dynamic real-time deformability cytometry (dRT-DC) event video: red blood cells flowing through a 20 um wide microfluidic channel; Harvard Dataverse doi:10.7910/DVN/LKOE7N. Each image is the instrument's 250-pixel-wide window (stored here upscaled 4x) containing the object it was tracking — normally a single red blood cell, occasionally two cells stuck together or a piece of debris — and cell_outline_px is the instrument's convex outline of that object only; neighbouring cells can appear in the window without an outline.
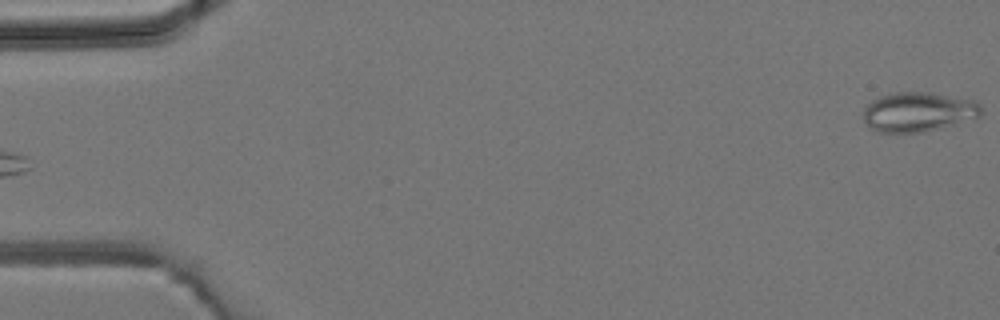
{"species": "common noctule bat (a hibernating species)", "species_latin": "Nyctalus noctula", "temperature_condition": "room temperature", "stored_images_in_passage": 5, "camera_frame_rate_fps": 3000, "um_per_image_px": 0.085, "animal": {"sex": "male", "body_mass_g": 19.2, "forearm_length_mm": 51.8}, "frame": {"image": 1, "passage_image": 5, "time_ms": 4.667, "image_size_px": [1000, 320], "cell_outline_px": [[980, 112], [976, 116], [940, 128], [924, 132], [876, 132], [868, 128], [864, 120], [864, 108], [872, 100], [880, 96], [896, 92], [928, 92], [972, 100], [980, 104]], "centroid_in_image_um": [77.96, 9.51], "position_along_channel_um": 7.0, "area_um2": 26.7}}